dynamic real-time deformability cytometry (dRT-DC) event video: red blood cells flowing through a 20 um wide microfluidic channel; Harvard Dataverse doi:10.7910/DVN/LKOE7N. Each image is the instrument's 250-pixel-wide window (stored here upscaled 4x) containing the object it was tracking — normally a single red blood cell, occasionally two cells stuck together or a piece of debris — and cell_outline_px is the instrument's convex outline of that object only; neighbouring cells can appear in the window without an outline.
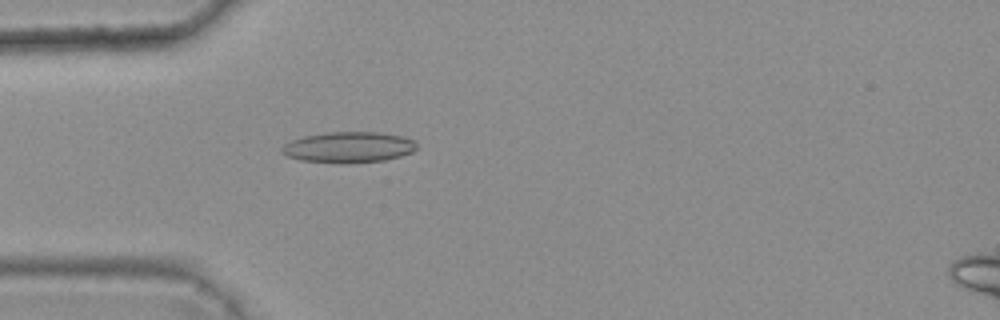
{"species": "common noctule bat (a hibernating species)", "species_latin": "Nyctalus noctula", "temperature_condition": "warm", "stored_images_in_passage": 5, "camera_frame_rate_fps": 3000, "um_per_image_px": 0.085, "animal": {"sex": "female", "body_mass_g": 25.1}, "frame": {"image": 1, "passage_image": 5, "time_ms": 1.333, "image_size_px": [1000, 320], "cell_outline_px": [[416, 148], [412, 152], [400, 156], [384, 160], [348, 164], [340, 164], [300, 160], [288, 156], [280, 152], [280, 148], [284, 144], [292, 140], [304, 136], [328, 132], [380, 132], [404, 136], [416, 140]], "centroid_in_image_um": [29.63, 12.52], "position_along_channel_um": 55.4, "area_um2": 24.57}}